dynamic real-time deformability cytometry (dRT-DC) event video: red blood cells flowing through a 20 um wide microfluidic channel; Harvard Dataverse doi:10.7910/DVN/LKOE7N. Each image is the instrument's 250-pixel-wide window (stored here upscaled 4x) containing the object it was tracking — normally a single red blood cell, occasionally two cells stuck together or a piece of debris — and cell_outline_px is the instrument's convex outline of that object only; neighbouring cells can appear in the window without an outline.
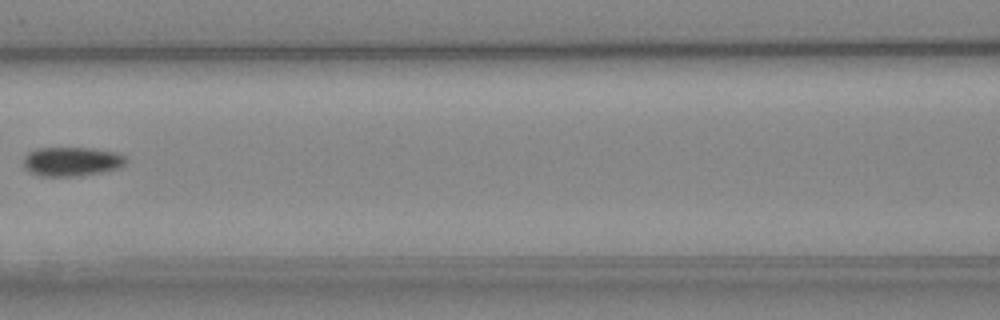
{"species": "Egyptian fruit bat (a non-hibernating species)", "species_latin": "Rousettus aegyptiacus", "temperature_condition": "cold", "stored_images_in_passage": 4, "camera_frame_rate_fps": 3000, "um_per_image_px": 0.085, "animal": {"sex": "female"}, "frame": {"image": 1, "passage_image": 3, "time_ms": 2.333, "image_size_px": [1000, 320], "cell_outline_px": [[128, 160], [124, 164], [116, 168], [100, 172], [76, 176], [40, 176], [28, 172], [24, 168], [24, 156], [28, 152], [36, 148], [92, 148], [116, 152], [124, 156]], "centroid_in_image_um": [6.05, 13.72], "position_along_channel_um": 160.6, "area_um2": 17.4}}
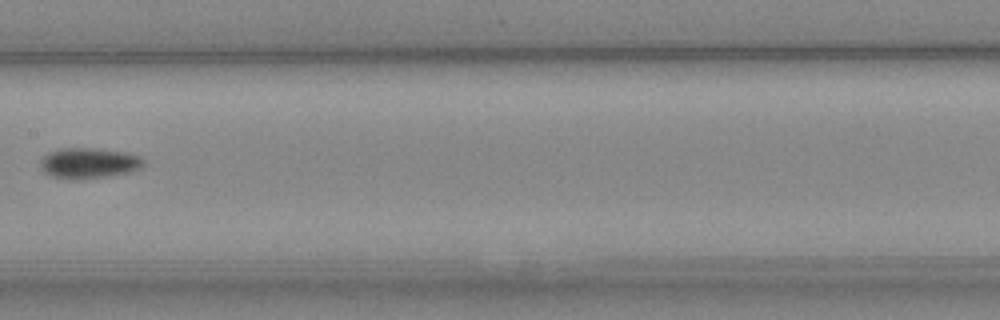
{"frame": {"image": 2, "passage_image": 4, "time_ms": 3.333, "image_size_px": [1000, 320], "cell_outline_px": [[144, 164], [140, 168], [128, 172], [104, 176], [52, 176], [44, 172], [40, 168], [40, 160], [48, 152], [60, 148], [96, 148], [128, 152], [140, 156], [144, 160]], "centroid_in_image_um": [7.57, 13.79], "position_along_channel_um": 199.8, "area_um2": 17.69}}